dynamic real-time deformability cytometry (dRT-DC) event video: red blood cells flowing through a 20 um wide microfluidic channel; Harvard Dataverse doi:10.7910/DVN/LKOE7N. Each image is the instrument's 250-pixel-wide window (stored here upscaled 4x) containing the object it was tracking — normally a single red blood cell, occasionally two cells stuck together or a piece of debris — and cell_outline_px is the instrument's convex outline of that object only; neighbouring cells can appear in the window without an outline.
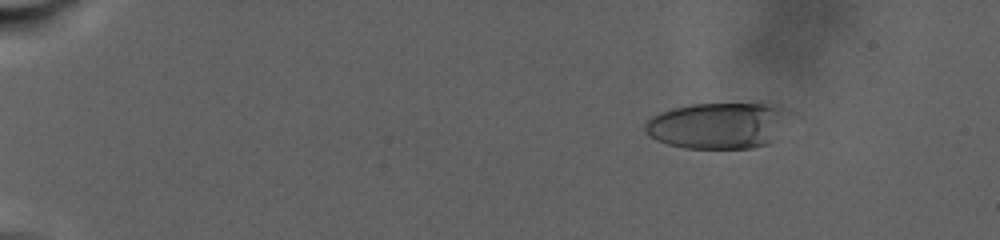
{"species": "human", "species_latin": "Homo sapiens", "temperature_condition": "warm", "stored_images_in_passage": 108, "camera_frame_rate_fps": 3000, "um_per_image_px": 0.085, "donor": {"sex": "male"}, "frame": {"image": 1, "passage_image": 17, "time_ms": 4.333, "image_size_px": [1000, 240], "cell_outline_px": [[792, 112], [776, 140], [768, 144], [752, 148], [684, 148], [668, 144], [656, 140], [648, 136], [644, 132], [644, 124], [652, 116], [660, 112], [672, 108], [692, 104], [764, 100], [768, 100], [780, 104], [788, 108]], "centroid_in_image_um": [61.16, 10.6], "position_along_channel_um": 23.8, "area_um2": 40.92}}
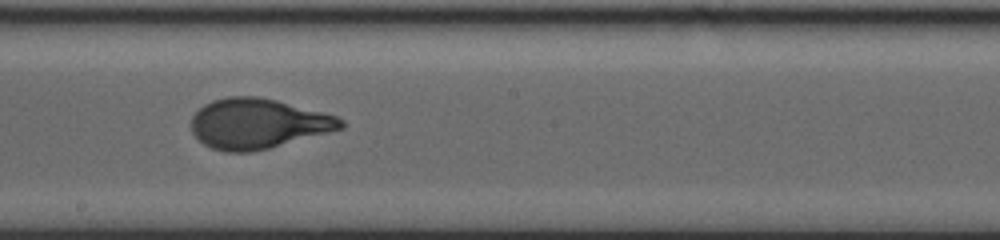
{"frame": {"image": 2, "passage_image": 69, "time_ms": 18.333, "image_size_px": [1000, 240], "cell_outline_px": [[344, 128], [268, 148], [252, 152], [224, 152], [212, 148], [204, 144], [192, 132], [192, 116], [204, 104], [212, 100], [228, 96], [256, 96], [276, 100], [336, 116], [344, 120]], "centroid_in_image_um": [21.9, 10.51], "position_along_channel_um": 226.3, "area_um2": 43.29}}
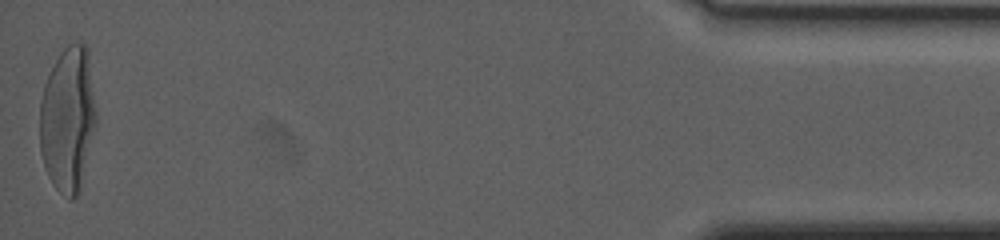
{"frame": {"image": 3, "passage_image": 107, "time_ms": 30.0, "image_size_px": [1000, 240], "cell_outline_px": [[96, 124], [80, 192], [72, 200], [68, 200], [52, 184], [44, 168], [40, 152], [40, 100], [44, 84], [60, 52], [68, 44], [84, 44], [88, 48], [96, 112]], "centroid_in_image_um": [5.77, 10.18], "position_along_channel_um": 429.4, "area_um2": 48.03}, "authors_computed_cell_mechanics": {"area_um2": 42.0206, "velocity_mm_per_s": 2.3884, "shape_relaxation_time_tau1_ms": 7.8842, "shape_relaxation_time_tau2_ms": null, "deformation_change_tau1": 0.2566, "deformation_change_tau2": null}}